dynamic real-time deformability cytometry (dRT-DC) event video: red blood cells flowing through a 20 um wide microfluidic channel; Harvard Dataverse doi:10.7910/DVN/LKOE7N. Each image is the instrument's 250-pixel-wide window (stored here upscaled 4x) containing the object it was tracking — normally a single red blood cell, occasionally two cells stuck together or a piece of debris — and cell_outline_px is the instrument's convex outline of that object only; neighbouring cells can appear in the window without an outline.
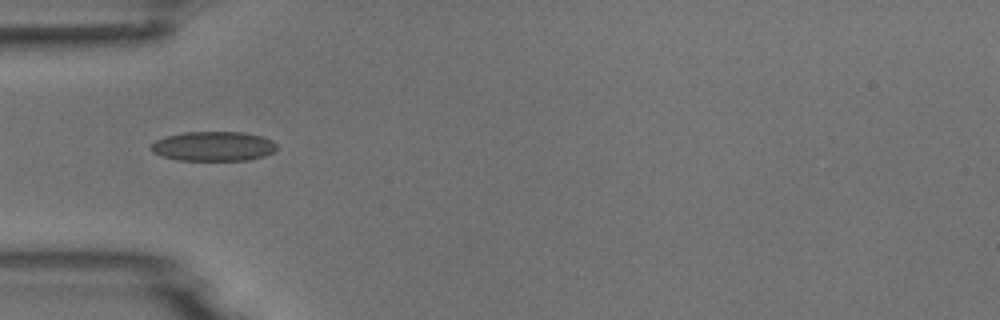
{"species": "common noctule bat (a hibernating species)", "species_latin": "Nyctalus noctula", "temperature_condition": "room temperature", "stored_images_in_passage": 5, "camera_frame_rate_fps": 3000, "um_per_image_px": 0.085, "animal": {"sex": "male", "body_mass_g": 18.8}, "frame": {"image": 1, "passage_image": 2, "time_ms": 0.333, "image_size_px": [1000, 320], "cell_outline_px": [[276, 148], [272, 152], [264, 156], [248, 160], [176, 160], [160, 156], [152, 152], [148, 148], [148, 144], [156, 140], [168, 136], [184, 132], [244, 132], [260, 136], [272, 140], [276, 144]], "centroid_in_image_um": [18.07, 12.43], "position_along_channel_um": 66.9, "area_um2": 21.79}}